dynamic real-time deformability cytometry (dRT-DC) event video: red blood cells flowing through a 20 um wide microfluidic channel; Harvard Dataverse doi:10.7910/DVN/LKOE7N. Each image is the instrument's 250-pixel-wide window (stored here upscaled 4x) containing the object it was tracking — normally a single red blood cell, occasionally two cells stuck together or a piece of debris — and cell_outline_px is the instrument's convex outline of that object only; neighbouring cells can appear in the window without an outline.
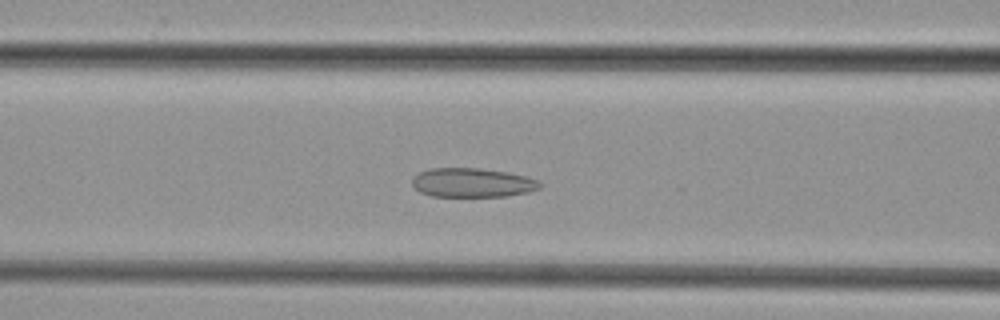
{"species": "common noctule bat (a hibernating species)", "species_latin": "Nyctalus noctula", "temperature_condition": "cold", "stored_images_in_passage": 41, "camera_frame_rate_fps": 3000, "um_per_image_px": 0.085, "animal": {"sex": "female", "body_mass_g": 29.2, "forearm_length_mm": 56.3}, "frame": {"image": 1, "passage_image": 11, "time_ms": 3.333, "image_size_px": [1000, 320], "cell_outline_px": [[544, 184], [540, 188], [528, 192], [508, 196], [432, 196], [420, 192], [412, 184], [412, 176], [428, 168], [480, 168], [504, 172], [524, 176], [540, 180]], "centroid_in_image_um": [40.15, 15.52], "position_along_channel_um": 126.4, "area_um2": 21.73}}
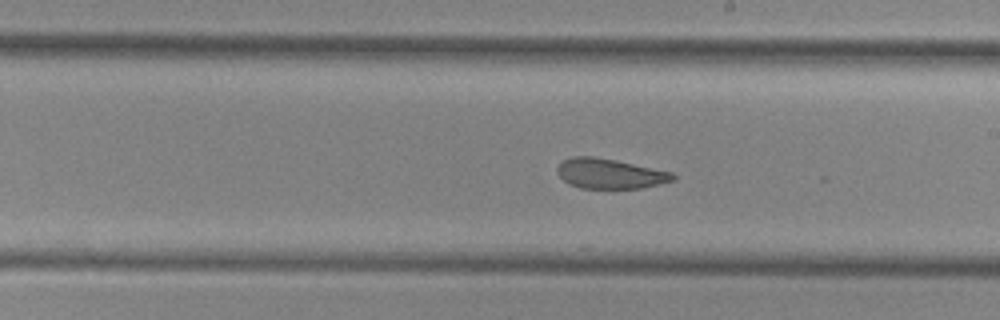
{"frame": {"image": 2, "passage_image": 19, "time_ms": 6.0, "image_size_px": [1000, 320], "cell_outline_px": [[676, 180], [644, 188], [580, 188], [568, 184], [556, 172], [556, 168], [564, 160], [572, 156], [592, 156], [616, 160], [672, 172], [676, 176]], "centroid_in_image_um": [51.85, 14.76], "position_along_channel_um": 237.1, "area_um2": 20.29}}
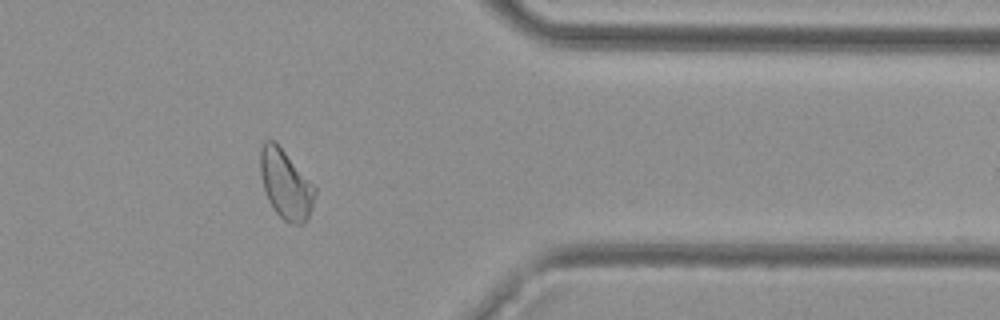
{"frame": {"image": 3, "passage_image": 31, "time_ms": 10.0, "image_size_px": [1000, 320], "cell_outline_px": [[316, 192], [312, 208], [304, 224], [292, 224], [284, 220], [276, 212], [268, 200], [260, 176], [260, 148], [264, 140], [272, 140], [284, 152], [316, 188]], "centroid_in_image_um": [24.27, 15.69], "position_along_channel_um": 387.1, "area_um2": 21.56}}